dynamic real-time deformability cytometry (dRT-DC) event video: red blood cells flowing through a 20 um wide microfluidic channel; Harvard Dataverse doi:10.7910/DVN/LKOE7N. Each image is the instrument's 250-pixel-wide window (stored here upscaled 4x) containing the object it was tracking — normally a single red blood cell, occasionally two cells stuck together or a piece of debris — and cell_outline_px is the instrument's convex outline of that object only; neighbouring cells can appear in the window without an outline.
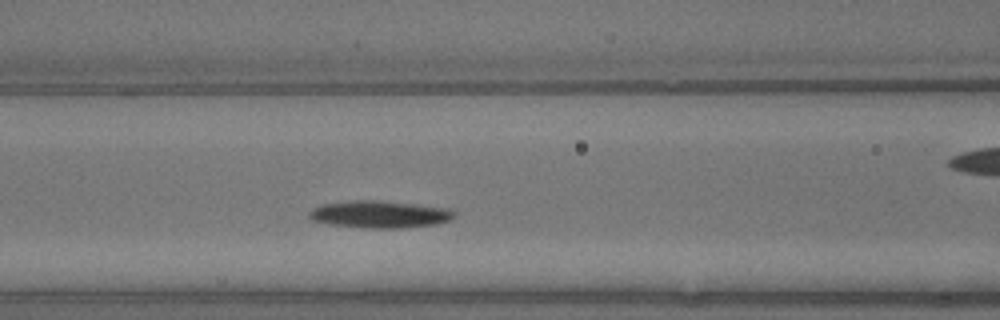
{"species": "common noctule bat (a hibernating species)", "species_latin": "Nyctalus noctula", "temperature_condition": "warm", "stored_images_in_passage": 6, "segment_of_instrument_passage": [1, 2], "camera_frame_rate_fps": 3000, "um_per_image_px": 0.085, "animal": {"sex": "male", "body_mass_g": 13.3}, "frame": {"image": 1, "passage_image": 5, "time_ms": 1.333, "image_size_px": [1000, 320], "cell_outline_px": [[456, 216], [452, 220], [432, 224], [400, 228], [372, 228], [332, 224], [312, 220], [308, 216], [308, 212], [312, 208], [320, 204], [352, 200], [380, 200], [416, 204], [448, 208], [456, 212]], "centroid_in_image_um": [32.27, 18.2], "position_along_channel_um": 134.3, "area_um2": 23.0}}